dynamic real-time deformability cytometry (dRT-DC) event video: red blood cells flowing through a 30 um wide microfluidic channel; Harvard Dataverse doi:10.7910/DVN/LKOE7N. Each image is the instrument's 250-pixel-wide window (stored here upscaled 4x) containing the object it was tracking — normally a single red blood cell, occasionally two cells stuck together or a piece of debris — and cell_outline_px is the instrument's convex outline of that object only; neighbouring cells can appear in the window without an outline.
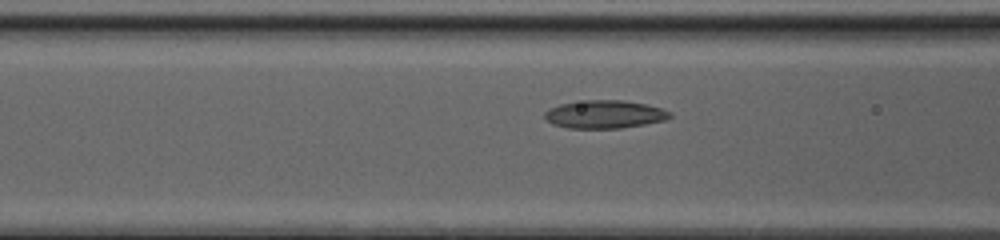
{"species": "common noctule bat (a hibernating species)", "species_latin": "Nyctalus noctula", "temperature_condition": "cold", "stored_images_in_passage": 8, "camera_frame_rate_fps": 3000, "um_per_image_px": 0.085, "animal": {"sex": "female", "body_mass_g": 20.0, "forearm_length_mm": 54.0}, "frame": {"image": 1, "passage_image": 6, "time_ms": 1.667, "image_size_px": [1000, 240], "cell_outline_px": [[672, 116], [668, 120], [620, 128], [568, 128], [552, 124], [544, 116], [544, 112], [548, 108], [560, 104], [588, 100], [624, 100], [644, 104], [660, 108], [672, 112]], "centroid_in_image_um": [51.4, 9.72], "position_along_channel_um": 115.2, "area_um2": 20.46}}